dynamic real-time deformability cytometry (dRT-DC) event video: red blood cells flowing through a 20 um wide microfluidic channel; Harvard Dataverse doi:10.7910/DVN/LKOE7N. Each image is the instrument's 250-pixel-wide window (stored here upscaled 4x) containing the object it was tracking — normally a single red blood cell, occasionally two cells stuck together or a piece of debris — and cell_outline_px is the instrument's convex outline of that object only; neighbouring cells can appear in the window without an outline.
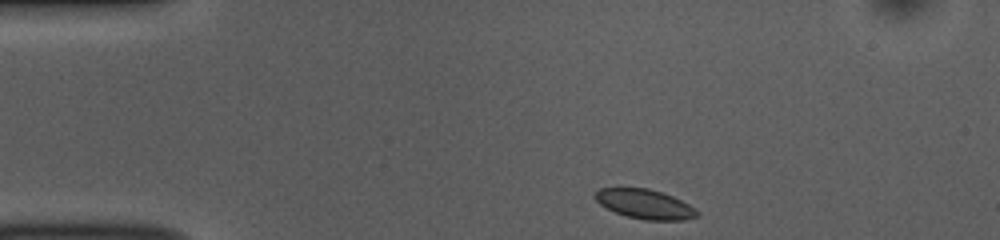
{"species": "common noctule bat (a hibernating species)", "species_latin": "Nyctalus noctula", "temperature_condition": "room temperature", "stored_images_in_passage": 44, "camera_frame_rate_fps": 3000, "um_per_image_px": 0.085, "animal": {"sex": "female", "body_mass_g": 10.0, "forearm_length_mm": 53.1}, "frame": {"image": 1, "passage_image": 1, "time_ms": 0.0, "image_size_px": [1000, 240], "cell_outline_px": [[700, 216], [684, 220], [644, 220], [628, 216], [616, 212], [600, 204], [592, 196], [600, 188], [648, 188], [672, 196], [688, 204], [700, 212]], "centroid_in_image_um": [54.83, 17.35], "position_along_channel_um": 30.2, "area_um2": 17.4}}
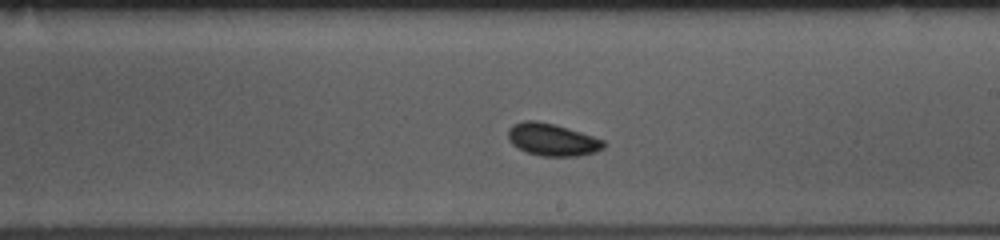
{"frame": {"image": 2, "passage_image": 22, "time_ms": 7.0, "image_size_px": [1000, 240], "cell_outline_px": [[604, 148], [592, 152], [576, 156], [540, 156], [528, 152], [512, 144], [508, 140], [508, 128], [512, 124], [524, 120], [536, 120], [556, 124], [604, 140]], "centroid_in_image_um": [46.89, 11.85], "position_along_channel_um": 242.1, "area_um2": 17.92}}
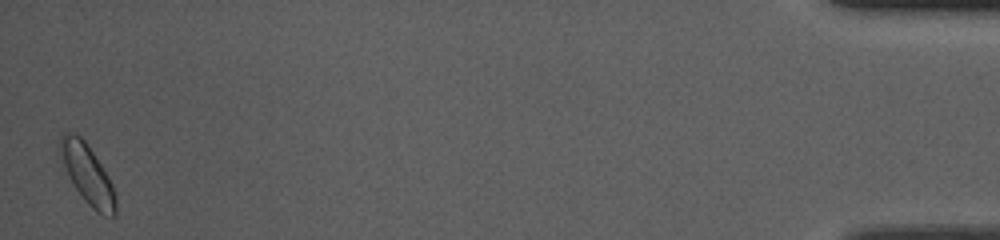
{"frame": {"image": 3, "passage_image": 44, "time_ms": 14.333, "image_size_px": [1000, 240], "cell_outline_px": [[116, 216], [104, 216], [96, 212], [84, 200], [60, 168], [56, 148], [60, 136], [64, 132], [72, 132], [80, 136], [84, 140], [100, 164], [112, 184], [116, 196]], "centroid_in_image_um": [7.33, 14.78], "position_along_channel_um": 427.9, "area_um2": 19.94}, "authors_computed_cell_mechanics": {"area_um2": 17.4267, "velocity_mm_per_s": 3.7481, "shape_relaxation_time_tau1_ms": 2.9877, "shape_relaxation_time_tau2_ms": null, "deformation_change_tau1": 0.0666, "deformation_change_tau2": null}}